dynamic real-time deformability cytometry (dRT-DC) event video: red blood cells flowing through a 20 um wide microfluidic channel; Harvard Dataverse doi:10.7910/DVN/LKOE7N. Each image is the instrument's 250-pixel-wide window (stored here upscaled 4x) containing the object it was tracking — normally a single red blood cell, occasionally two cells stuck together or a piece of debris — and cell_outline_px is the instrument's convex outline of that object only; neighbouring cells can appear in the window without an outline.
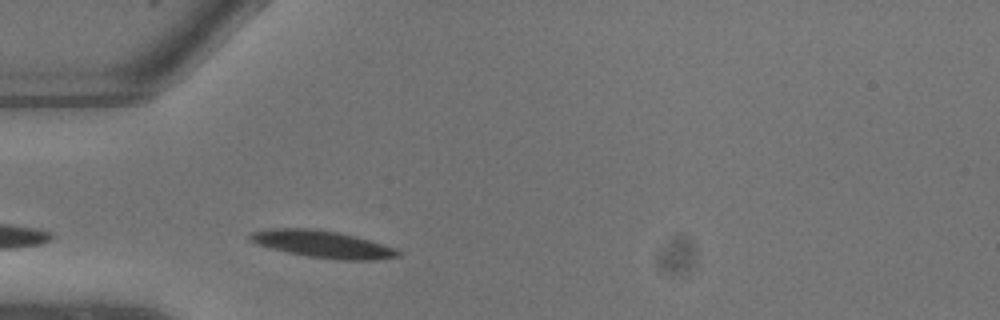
{"species": "common noctule bat (a hibernating species)", "species_latin": "Nyctalus noctula", "temperature_condition": "warm", "stored_images_in_passage": 3, "camera_frame_rate_fps": 3000, "um_per_image_px": 0.085, "animal": {"sex": "male", "body_mass_g": 13.3}, "frame": {"image": 1, "passage_image": 3, "time_ms": 0.667, "image_size_px": [1000, 320], "cell_outline_px": [[400, 256], [372, 260], [340, 260], [308, 256], [288, 252], [272, 248], [260, 244], [252, 240], [248, 236], [252, 232], [272, 228], [312, 228], [340, 232], [356, 236], [392, 248], [400, 252]], "centroid_in_image_um": [27.42, 20.74], "position_along_channel_um": 57.6, "area_um2": 22.89}}